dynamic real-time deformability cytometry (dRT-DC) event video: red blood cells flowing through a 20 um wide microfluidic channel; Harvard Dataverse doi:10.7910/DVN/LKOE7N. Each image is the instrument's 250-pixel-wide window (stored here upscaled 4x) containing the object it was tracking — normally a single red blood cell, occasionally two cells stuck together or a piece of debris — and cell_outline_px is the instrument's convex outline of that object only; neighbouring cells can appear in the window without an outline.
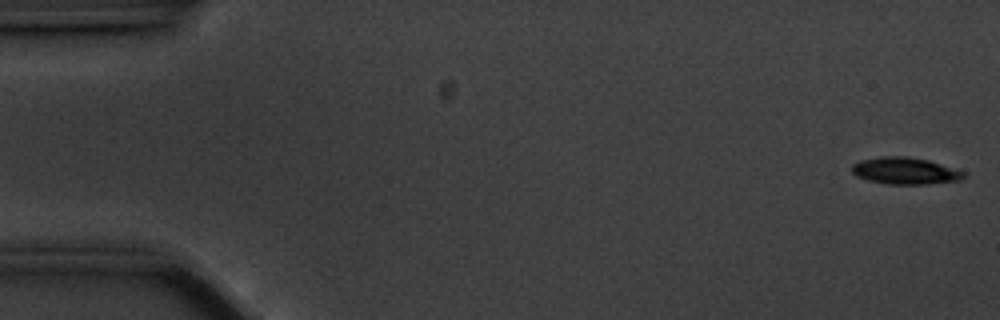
{"species": "common noctule bat (a hibernating species)", "species_latin": "Nyctalus noctula", "temperature_condition": "cold", "stored_images_in_passage": 56, "camera_frame_rate_fps": 3000, "um_per_image_px": 0.085, "animal": {"sex": "male", "body_mass_g": 20.1, "forearm_length_mm": 53.5}, "frame": {"image": 1, "passage_image": 1, "time_ms": 0.0, "image_size_px": [1000, 320], "cell_outline_px": [[964, 176], [960, 180], [928, 184], [888, 184], [868, 180], [856, 176], [852, 172], [852, 164], [860, 160], [884, 156], [904, 156], [928, 160], [964, 172]], "centroid_in_image_um": [76.89, 14.52], "position_along_channel_um": 8.1, "area_um2": 17.28}}
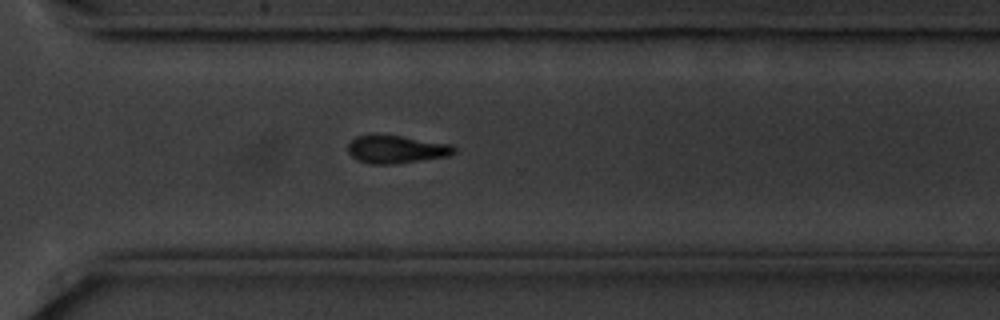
{"frame": {"image": 2, "passage_image": 40, "time_ms": 13.0, "image_size_px": [1000, 320], "cell_outline_px": [[456, 152], [448, 156], [396, 164], [368, 164], [356, 160], [348, 152], [348, 144], [356, 136], [400, 136], [452, 144], [456, 148]], "centroid_in_image_um": [33.7, 12.72], "position_along_channel_um": 336.9, "area_um2": 17.11}}
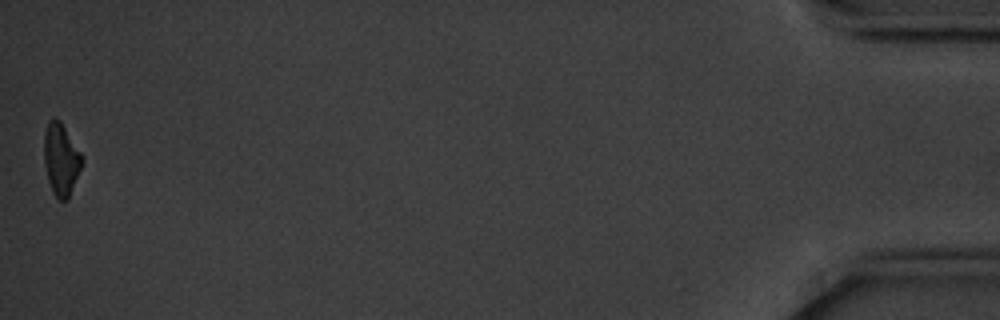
{"frame": {"image": 3, "passage_image": 56, "time_ms": 18.333, "image_size_px": [1000, 320], "cell_outline_px": [[84, 160], [68, 200], [60, 200], [52, 192], [48, 180], [44, 164], [44, 132], [48, 120], [52, 116], [56, 116], [60, 120], [84, 156]], "centroid_in_image_um": [5.19, 13.49], "position_along_channel_um": 430.0, "area_um2": 16.3}, "authors_computed_cell_mechanics": {"area_um2": 17.629, "velocity_mm_per_s": 3.5273, "shape_relaxation_time_tau1_ms": 2.5938, "shape_relaxation_time_tau2_ms": null, "deformation_change_tau1": 0.1119, "deformation_change_tau2": null}}